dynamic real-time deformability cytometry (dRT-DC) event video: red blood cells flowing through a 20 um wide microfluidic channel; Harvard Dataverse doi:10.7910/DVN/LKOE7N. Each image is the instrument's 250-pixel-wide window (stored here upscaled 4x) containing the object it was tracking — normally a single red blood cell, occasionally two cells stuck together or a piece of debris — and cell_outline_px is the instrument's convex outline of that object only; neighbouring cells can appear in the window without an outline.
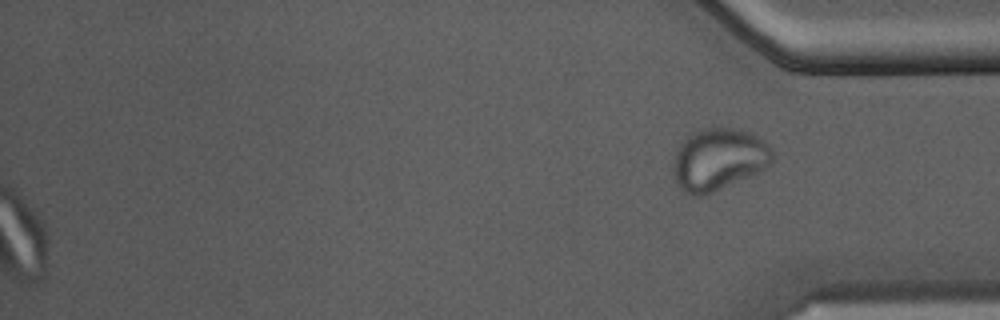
{"species": "Egyptian fruit bat (a non-hibernating species)", "species_latin": "Rousettus aegyptiacus", "temperature_condition": "warm", "stored_images_in_passage": 36, "segment_of_instrument_passage": [2, 2], "camera_frame_rate_fps": 3000, "um_per_image_px": 0.085, "animal": {"sex": "male"}, "frame": {"image": 1, "passage_image": 36, "time_ms": 11.667, "image_size_px": [1000, 320], "cell_outline_px": [[776, 160], [768, 168], [704, 196], [684, 196], [680, 192], [672, 176], [672, 164], [676, 148], [692, 132], [704, 128], [732, 128], [748, 132], [764, 140], [768, 144]], "centroid_in_image_um": [61.04, 13.59], "position_along_channel_um": 374.2, "area_um2": 36.7}}